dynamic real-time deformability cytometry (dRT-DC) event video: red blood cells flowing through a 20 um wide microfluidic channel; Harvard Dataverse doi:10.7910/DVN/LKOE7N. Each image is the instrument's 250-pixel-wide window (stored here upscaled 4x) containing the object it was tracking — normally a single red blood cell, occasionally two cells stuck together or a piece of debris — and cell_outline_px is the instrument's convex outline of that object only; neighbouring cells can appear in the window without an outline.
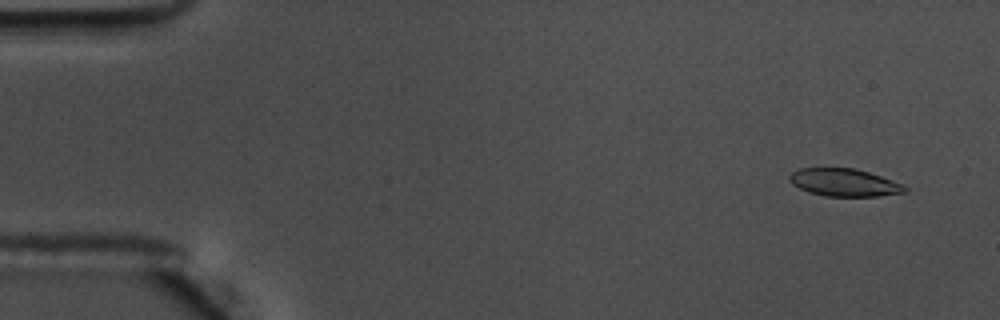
{"species": "common noctule bat (a hibernating species)", "species_latin": "Nyctalus noctula", "temperature_condition": "warm", "stored_images_in_passage": 57, "camera_frame_rate_fps": 3000, "um_per_image_px": 0.085, "animal": {"sex": "male", "body_mass_g": 17.5, "forearm_length_mm": 52.3}, "frame": {"image": 1, "passage_image": 4, "time_ms": 1.0, "image_size_px": [1000, 320], "cell_outline_px": [[908, 188], [904, 192], [876, 196], [824, 196], [808, 192], [792, 184], [788, 180], [788, 176], [792, 172], [800, 168], [856, 168], [904, 184]], "centroid_in_image_um": [71.73, 15.51], "position_along_channel_um": 13.3, "area_um2": 18.55}}
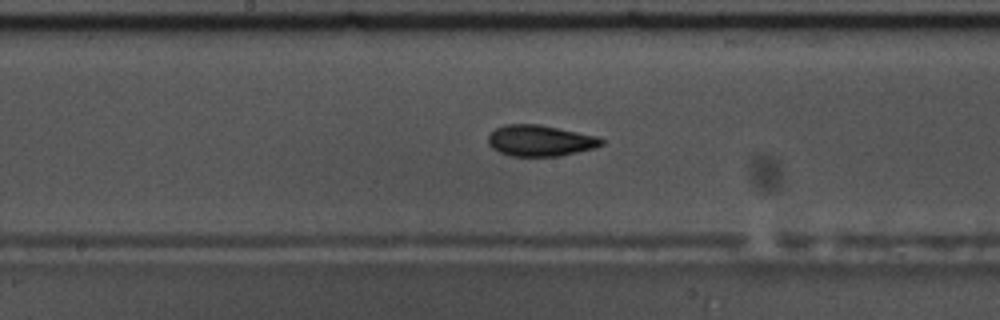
{"frame": {"image": 2, "passage_image": 30, "time_ms": 9.667, "image_size_px": [1000, 320], "cell_outline_px": [[604, 144], [596, 148], [560, 156], [508, 156], [492, 148], [488, 144], [488, 136], [496, 128], [504, 124], [540, 124], [596, 136], [604, 140]], "centroid_in_image_um": [45.91, 11.96], "position_along_channel_um": 202.3, "area_um2": 20.63}}
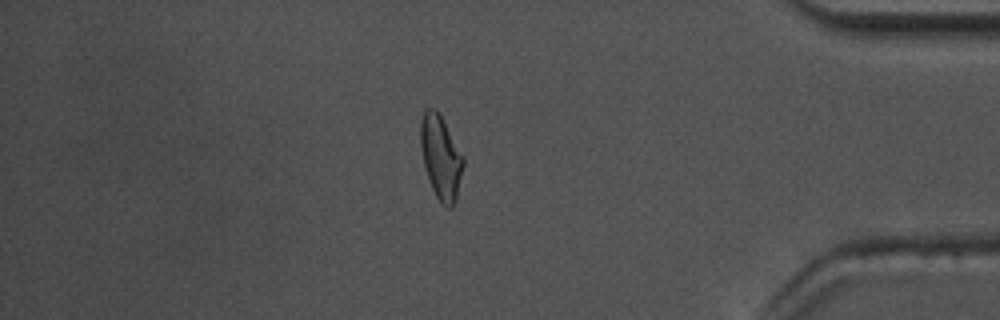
{"frame": {"image": 3, "passage_image": 49, "time_ms": 16.0, "image_size_px": [1000, 320], "cell_outline_px": [[464, 164], [456, 200], [452, 208], [448, 208], [440, 204], [432, 188], [424, 164], [420, 148], [420, 120], [424, 112], [428, 108], [432, 108], [440, 116], [464, 156]], "centroid_in_image_um": [37.47, 13.42], "position_along_channel_um": 397.7, "area_um2": 20.63}, "authors_computed_cell_mechanics": {"area_um2": 20.23, "velocity_mm_per_s": 3.6074, "shape_relaxation_time_tau1_ms": 5.8005, "shape_relaxation_time_tau2_ms": 2.4686, "deformation_change_tau1": 0.1594, "deformation_change_tau2": 0.0918}}